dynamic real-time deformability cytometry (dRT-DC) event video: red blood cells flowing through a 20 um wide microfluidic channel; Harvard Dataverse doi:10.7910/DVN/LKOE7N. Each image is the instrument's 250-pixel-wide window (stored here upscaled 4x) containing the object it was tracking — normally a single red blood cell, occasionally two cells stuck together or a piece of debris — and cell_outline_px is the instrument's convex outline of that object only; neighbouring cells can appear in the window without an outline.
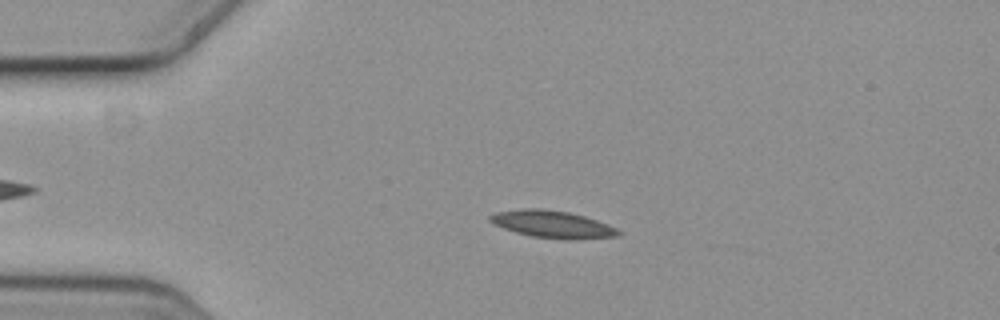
{"species": "common noctule bat (a hibernating species)", "species_latin": "Nyctalus noctula", "temperature_condition": "cold", "stored_images_in_passage": 6, "camera_frame_rate_fps": 3000, "um_per_image_px": 0.085, "animal": {"sex": "female", "body_mass_g": 19.3, "forearm_length_mm": 54.1}, "frame": {"image": 1, "passage_image": 4, "time_ms": 1.0, "image_size_px": [1000, 320], "cell_outline_px": [[624, 232], [620, 236], [576, 240], [564, 240], [532, 236], [516, 232], [504, 228], [488, 220], [488, 216], [496, 212], [520, 208], [544, 208], [568, 212], [584, 216], [608, 224]], "centroid_in_image_um": [47.0, 19.07], "position_along_channel_um": 38.0, "area_um2": 20.63}}